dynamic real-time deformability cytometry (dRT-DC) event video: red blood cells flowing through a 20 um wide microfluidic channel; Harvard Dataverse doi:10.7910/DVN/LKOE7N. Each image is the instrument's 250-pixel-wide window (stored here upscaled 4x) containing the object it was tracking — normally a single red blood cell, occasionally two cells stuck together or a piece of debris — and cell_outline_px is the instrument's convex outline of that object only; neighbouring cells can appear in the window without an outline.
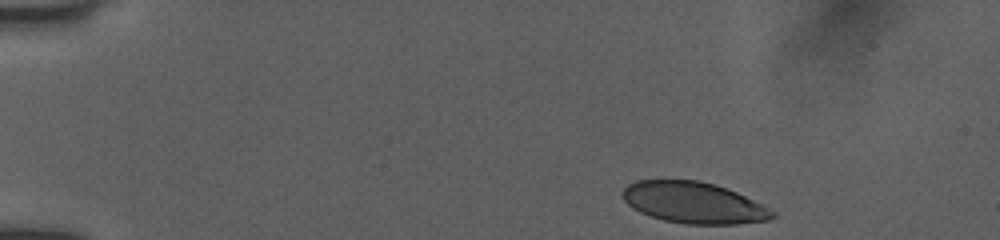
{"species": "human", "species_latin": "Homo sapiens", "temperature_condition": "room temperature", "stored_images_in_passage": 14, "camera_frame_rate_fps": 3000, "um_per_image_px": 0.085, "donor": {"sex": "female"}, "frame": {"image": 1, "passage_image": 1, "time_ms": 0.0, "image_size_px": [1000, 240], "cell_outline_px": [[776, 216], [768, 220], [736, 224], [688, 224], [664, 220], [640, 212], [632, 208], [624, 200], [624, 188], [628, 184], [636, 180], [700, 180], [716, 184], [728, 188], [764, 204], [776, 212]], "centroid_in_image_um": [59.02, 17.22], "position_along_channel_um": 26.0, "area_um2": 36.18}}
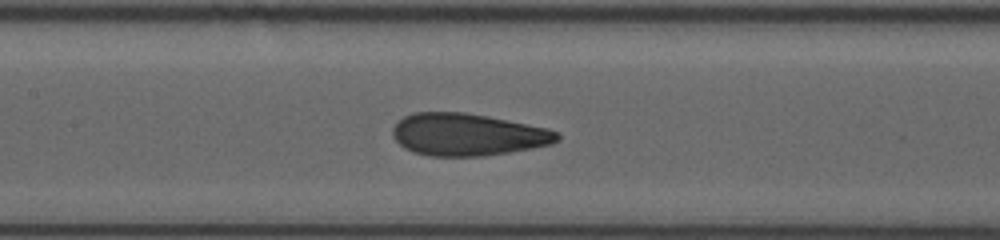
{"frame": {"image": 2, "passage_image": 10, "time_ms": 6.0, "image_size_px": [1000, 240], "cell_outline_px": [[560, 140], [552, 144], [532, 148], [484, 156], [428, 156], [412, 152], [404, 148], [392, 136], [392, 128], [404, 116], [412, 112], [464, 112], [488, 116], [548, 128], [556, 132], [560, 136]], "centroid_in_image_um": [39.73, 11.44], "position_along_channel_um": 167.7, "area_um2": 40.63}}
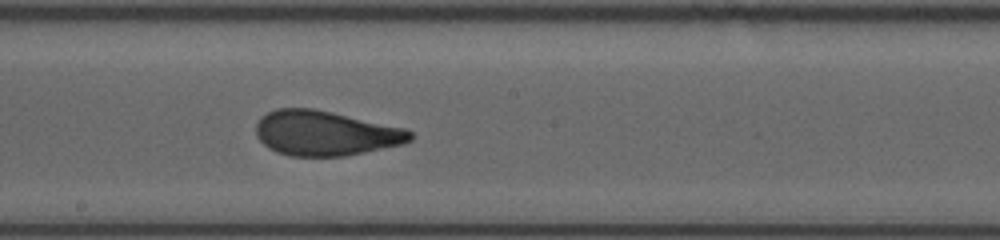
{"frame": {"image": 3, "passage_image": 14, "time_ms": 7.333, "image_size_px": [1000, 240], "cell_outline_px": [[412, 140], [404, 144], [344, 156], [292, 156], [276, 152], [268, 148], [256, 136], [256, 124], [260, 116], [276, 108], [312, 108], [332, 112], [408, 128], [412, 132]], "centroid_in_image_um": [27.66, 11.31], "position_along_channel_um": 220.5, "area_um2": 40.58}}